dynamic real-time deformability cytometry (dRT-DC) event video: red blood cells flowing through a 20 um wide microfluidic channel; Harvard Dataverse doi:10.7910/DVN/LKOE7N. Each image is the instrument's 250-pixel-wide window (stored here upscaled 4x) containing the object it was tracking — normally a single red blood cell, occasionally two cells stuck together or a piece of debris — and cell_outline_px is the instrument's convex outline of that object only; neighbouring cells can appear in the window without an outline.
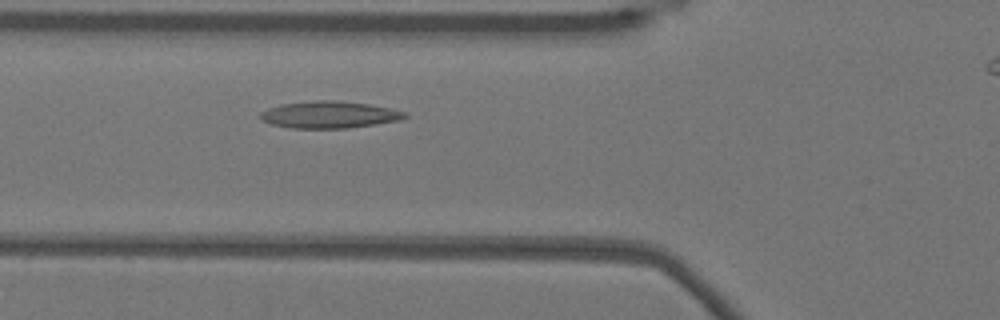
{"species": "Egyptian fruit bat (a non-hibernating species)", "species_latin": "Rousettus aegyptiacus", "temperature_condition": "warm", "stored_images_in_passage": 42, "camera_frame_rate_fps": 3000, "um_per_image_px": 0.085, "animal": {"sex": "female"}, "frame": {"image": 1, "passage_image": 13, "time_ms": 4.0, "image_size_px": [1000, 320], "cell_outline_px": [[408, 116], [400, 120], [348, 128], [292, 128], [272, 124], [264, 120], [260, 116], [260, 112], [268, 108], [280, 104], [312, 100], [336, 100], [368, 104], [408, 112]], "centroid_in_image_um": [28.0, 9.74], "position_along_channel_um": 97.8, "area_um2": 22.6}}
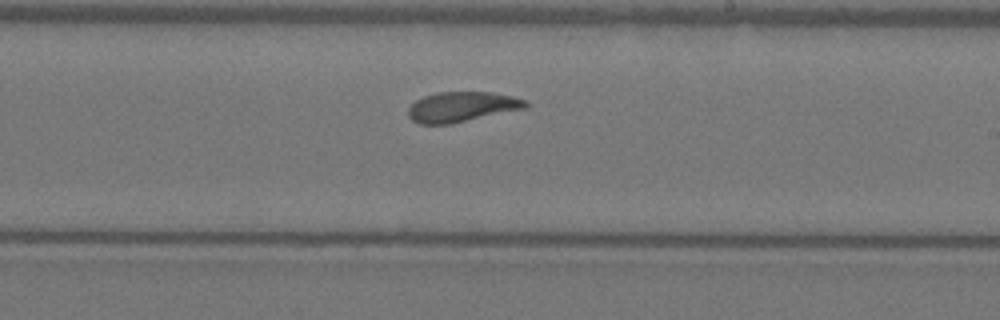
{"frame": {"image": 2, "passage_image": 25, "time_ms": 8.0, "image_size_px": [1000, 320], "cell_outline_px": [[528, 108], [452, 124], [416, 124], [408, 116], [408, 108], [416, 100], [424, 96], [436, 92], [492, 92], [512, 96], [528, 100]], "centroid_in_image_um": [39.28, 9.09], "position_along_channel_um": 249.7, "area_um2": 20.92}}
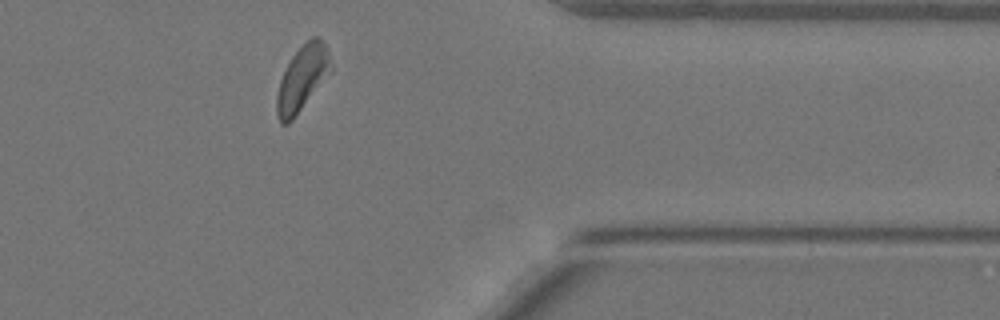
{"frame": {"image": 3, "passage_image": 37, "time_ms": 12.0, "image_size_px": [1000, 320], "cell_outline_px": [[332, 72], [292, 120], [288, 124], [280, 124], [276, 116], [276, 96], [280, 80], [292, 56], [312, 36], [320, 36], [324, 40], [328, 48], [332, 64]], "centroid_in_image_um": [25.72, 6.66], "position_along_channel_um": 385.7, "area_um2": 20.75}, "authors_computed_cell_mechanics": {"area_um2": 21.3571, "velocity_mm_per_s": 3.7952, "shape_relaxation_time_tau1_ms": 4.7257, "shape_relaxation_time_tau2_ms": 3.8148, "deformation_change_tau1": 0.1613, "deformation_change_tau2": 0.0966}}